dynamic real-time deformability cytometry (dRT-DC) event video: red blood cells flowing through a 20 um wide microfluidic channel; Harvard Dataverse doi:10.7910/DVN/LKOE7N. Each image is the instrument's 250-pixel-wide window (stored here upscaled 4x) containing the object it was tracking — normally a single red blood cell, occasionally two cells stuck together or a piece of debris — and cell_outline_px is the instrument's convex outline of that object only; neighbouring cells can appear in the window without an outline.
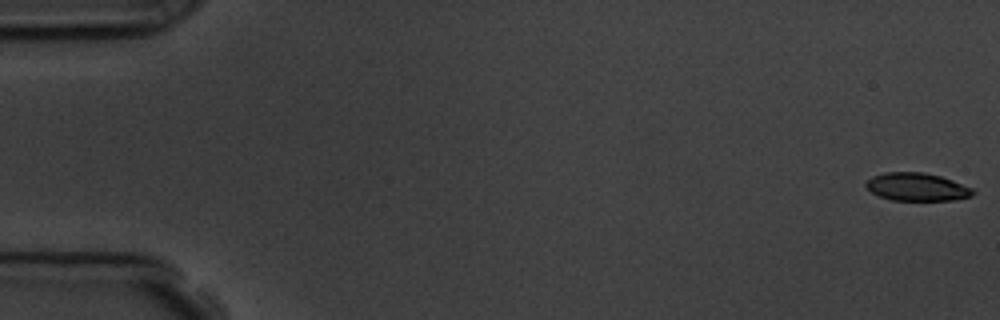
{"species": "common noctule bat (a hibernating species)", "species_latin": "Nyctalus noctula", "temperature_condition": "room temperature", "stored_images_in_passage": 57, "camera_frame_rate_fps": 3000, "um_per_image_px": 0.085, "animal": {"sex": "male", "body_mass_g": 19.5, "forearm_length_mm": 54.6}, "frame": {"image": 1, "passage_image": 1, "time_ms": 0.0, "image_size_px": [1000, 320], "cell_outline_px": [[976, 192], [972, 196], [952, 200], [892, 200], [880, 196], [872, 192], [864, 184], [872, 176], [884, 172], [924, 172], [940, 176], [952, 180], [972, 188]], "centroid_in_image_um": [77.94, 15.88], "position_along_channel_um": 7.1, "area_um2": 17.34}}
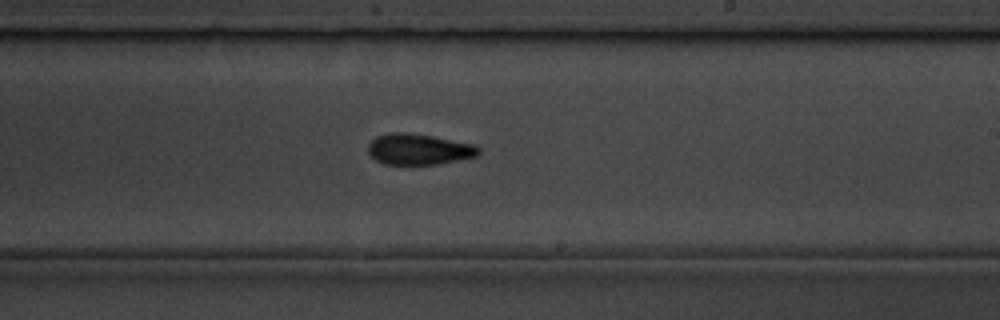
{"frame": {"image": 2, "passage_image": 34, "time_ms": 11.0, "image_size_px": [1000, 320], "cell_outline_px": [[480, 152], [476, 156], [436, 164], [384, 164], [376, 160], [368, 152], [368, 144], [376, 136], [388, 132], [408, 132], [432, 136], [476, 144], [480, 148]], "centroid_in_image_um": [35.59, 12.67], "position_along_channel_um": 253.4, "area_um2": 19.94}}
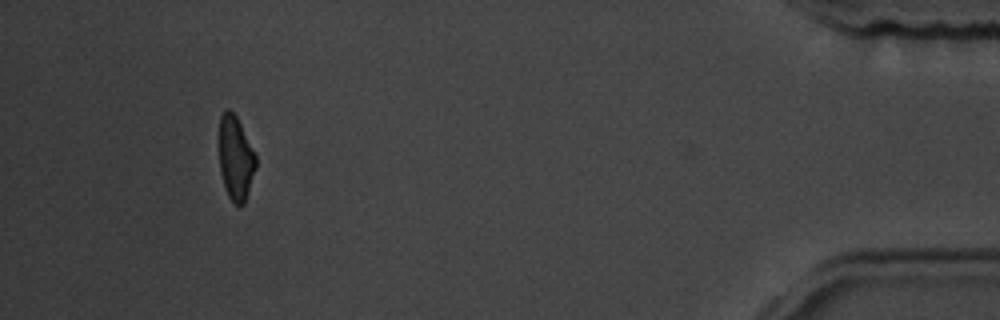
{"frame": {"image": 3, "passage_image": 53, "time_ms": 17.333, "image_size_px": [1000, 320], "cell_outline_px": [[256, 168], [244, 204], [236, 204], [228, 196], [220, 172], [220, 116], [228, 108], [236, 116], [256, 156]], "centroid_in_image_um": [20.03, 13.45], "position_along_channel_um": 415.2, "area_um2": 17.51}, "authors_computed_cell_mechanics": {"area_um2": 19.3052, "velocity_mm_per_s": 3.6133, "shape_relaxation_time_tau1_ms": 2.8636, "shape_relaxation_time_tau2_ms": 4.1592, "deformation_change_tau1": 0.1389, "deformation_change_tau2": 0.1185}}